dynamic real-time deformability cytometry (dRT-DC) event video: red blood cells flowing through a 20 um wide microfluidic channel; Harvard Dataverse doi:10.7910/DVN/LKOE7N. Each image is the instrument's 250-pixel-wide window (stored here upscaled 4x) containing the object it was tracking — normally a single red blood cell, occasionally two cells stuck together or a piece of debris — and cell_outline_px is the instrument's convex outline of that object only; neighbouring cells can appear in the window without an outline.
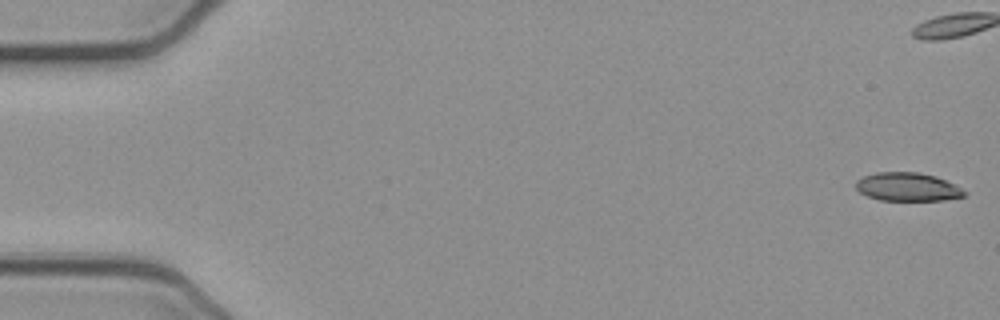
{"species": "common noctule bat (a hibernating species)", "species_latin": "Nyctalus noctula", "temperature_condition": "cold", "stored_images_in_passage": 54, "camera_frame_rate_fps": 3000, "um_per_image_px": 0.085, "animal": {"sex": "female", "body_mass_g": 21.9}, "frame": {"image": 1, "passage_image": 1, "time_ms": 0.0, "image_size_px": [1000, 320], "cell_outline_px": [[968, 192], [964, 196], [944, 200], [880, 200], [868, 196], [860, 192], [856, 188], [856, 180], [864, 176], [876, 172], [920, 172], [936, 176]], "centroid_in_image_um": [77.13, 15.88], "position_along_channel_um": 7.9, "area_um2": 17.86}}
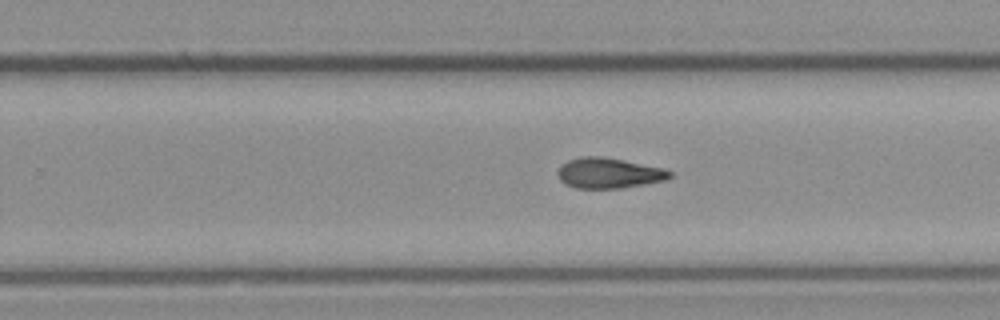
{"frame": {"image": 2, "passage_image": 33, "time_ms": 10.667, "image_size_px": [1000, 320], "cell_outline_px": [[672, 176], [664, 180], [644, 184], [620, 188], [576, 188], [564, 184], [560, 180], [556, 172], [568, 160], [580, 156], [600, 156], [624, 160], [664, 168], [672, 172]], "centroid_in_image_um": [51.73, 14.71], "position_along_channel_um": 278.1, "area_um2": 19.83}}
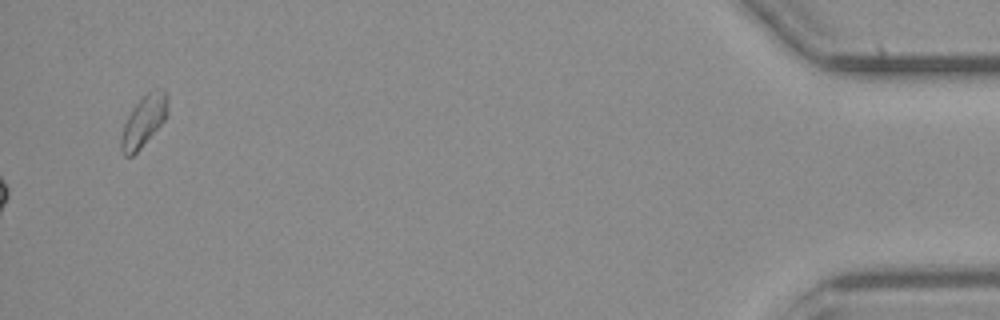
{"frame": {"image": 3, "passage_image": 54, "time_ms": 17.667, "image_size_px": [1000, 320], "cell_outline_px": [[168, 116], [140, 148], [132, 156], [124, 156], [120, 148], [120, 136], [124, 124], [132, 108], [148, 92], [156, 88], [164, 88], [168, 92]], "centroid_in_image_um": [12.24, 10.26], "position_along_channel_um": 423.0, "area_um2": 13.99}}